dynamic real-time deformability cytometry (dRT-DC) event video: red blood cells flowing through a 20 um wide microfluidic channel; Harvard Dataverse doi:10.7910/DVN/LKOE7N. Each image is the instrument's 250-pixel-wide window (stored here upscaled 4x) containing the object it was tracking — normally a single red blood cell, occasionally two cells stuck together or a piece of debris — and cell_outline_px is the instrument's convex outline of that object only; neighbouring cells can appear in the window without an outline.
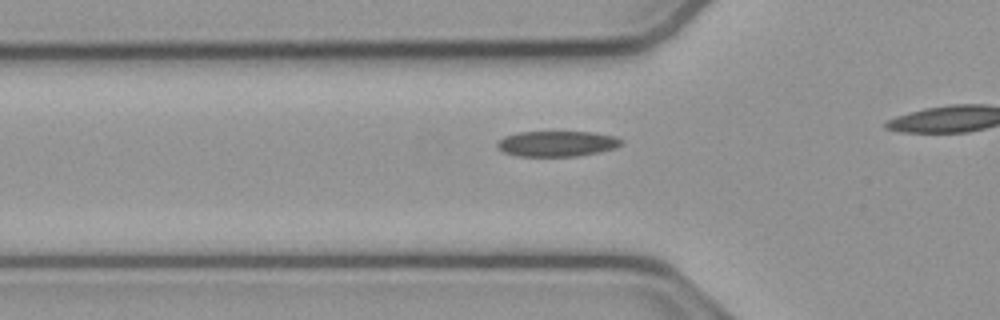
{"species": "common noctule bat (a hibernating species)", "species_latin": "Nyctalus noctula", "temperature_condition": "cold", "stored_images_in_passage": 19, "camera_frame_rate_fps": 3000, "um_per_image_px": 0.085, "animal": {"sex": "male", "body_mass_g": 23.1, "forearm_length_mm": 52.7}, "frame": {"image": 1, "passage_image": 14, "time_ms": 4.333, "image_size_px": [1000, 320], "cell_outline_px": [[624, 140], [616, 148], [600, 152], [576, 156], [520, 156], [504, 152], [496, 148], [496, 144], [504, 136], [516, 132], [592, 132], [616, 136]], "centroid_in_image_um": [47.35, 12.21], "position_along_channel_um": 78.5, "area_um2": 18.55}}
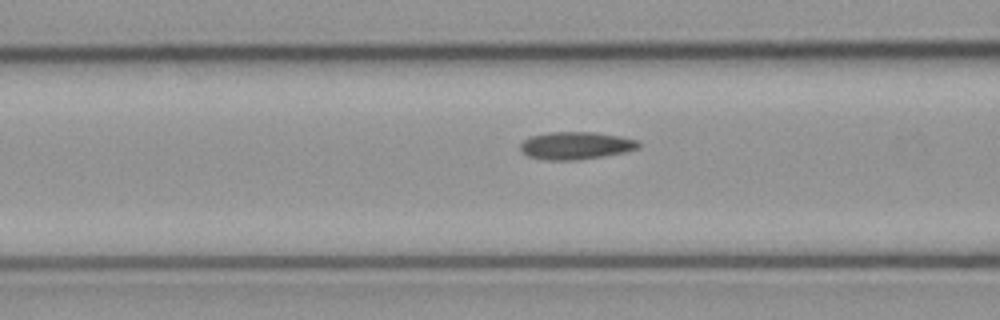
{"frame": {"image": 2, "passage_image": 17, "time_ms": 5.333, "image_size_px": [1000, 320], "cell_outline_px": [[640, 148], [624, 152], [604, 156], [580, 160], [544, 160], [528, 156], [520, 152], [520, 144], [524, 140], [532, 136], [548, 132], [596, 132], [620, 136], [640, 140]], "centroid_in_image_um": [48.96, 12.38], "position_along_channel_um": 117.6, "area_um2": 19.25}}